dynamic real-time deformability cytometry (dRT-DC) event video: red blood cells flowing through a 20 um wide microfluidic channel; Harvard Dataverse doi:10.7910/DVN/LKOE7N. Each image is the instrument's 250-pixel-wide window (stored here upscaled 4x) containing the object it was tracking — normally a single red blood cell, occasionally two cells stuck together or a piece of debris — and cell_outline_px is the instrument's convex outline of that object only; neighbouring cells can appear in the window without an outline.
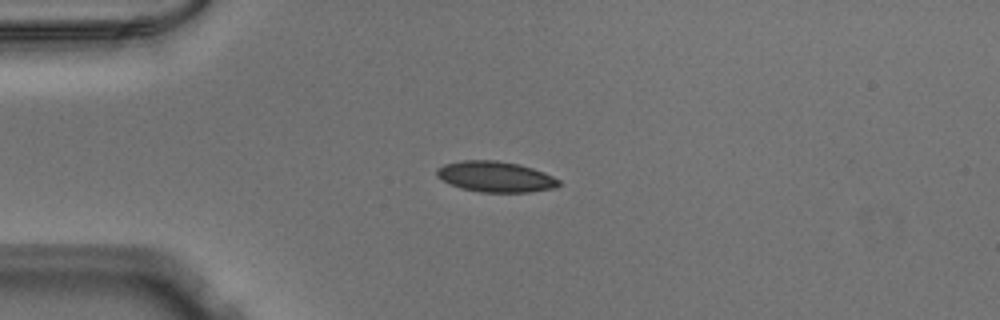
{"species": "Egyptian fruit bat (a non-hibernating species)", "species_latin": "Rousettus aegyptiacus", "temperature_condition": "warm", "stored_images_in_passage": 40, "camera_frame_rate_fps": 3000, "um_per_image_px": 0.085, "animal": {"sex": "male"}, "frame": {"image": 1, "passage_image": 1, "time_ms": 0.0, "image_size_px": [1000, 320], "cell_outline_px": [[560, 184], [552, 188], [528, 192], [480, 192], [460, 188], [436, 176], [436, 168], [444, 164], [464, 160], [496, 160], [520, 164], [544, 172], [560, 180]], "centroid_in_image_um": [42.1, 15.01], "position_along_channel_um": 42.9, "area_um2": 21.73}}
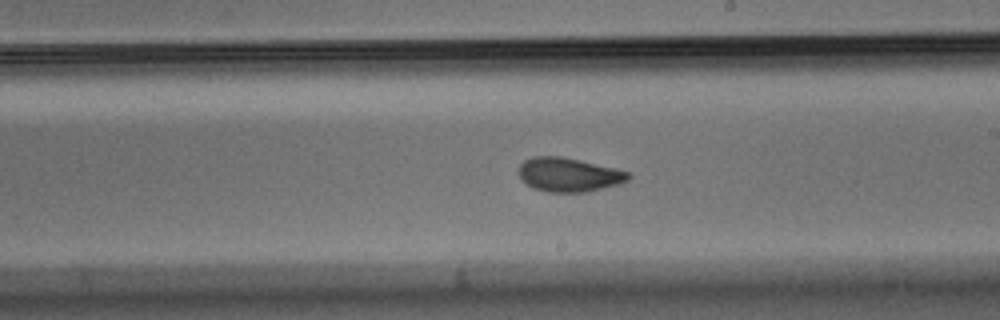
{"frame": {"image": 2, "passage_image": 18, "time_ms": 5.667, "image_size_px": [1000, 320], "cell_outline_px": [[632, 176], [628, 180], [620, 184], [584, 192], [548, 192], [532, 188], [520, 176], [520, 164], [524, 160], [532, 156], [560, 156], [580, 160], [616, 168], [628, 172]], "centroid_in_image_um": [48.37, 14.84], "position_along_channel_um": 240.6, "area_um2": 21.62}}
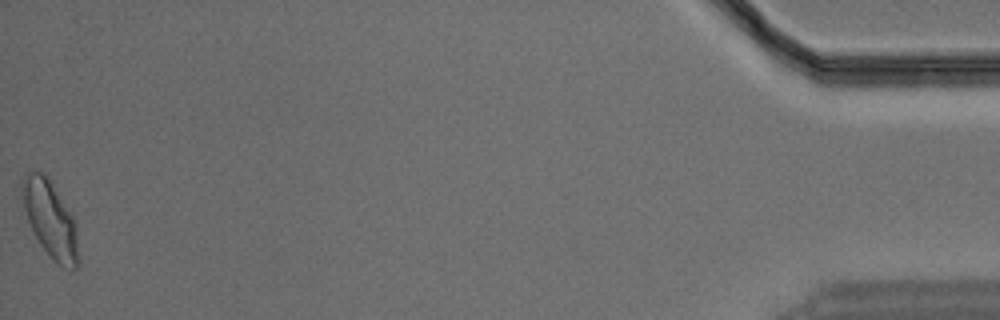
{"frame": {"image": 3, "passage_image": 40, "time_ms": 13.0, "image_size_px": [1000, 320], "cell_outline_px": [[80, 264], [72, 272], [56, 264], [52, 260], [40, 244], [28, 220], [24, 208], [20, 184], [20, 180], [24, 172], [32, 168], [44, 172], [52, 180], [72, 216], [76, 224], [80, 260]], "centroid_in_image_um": [4.28, 18.61], "position_along_channel_um": 430.9, "area_um2": 26.07}}